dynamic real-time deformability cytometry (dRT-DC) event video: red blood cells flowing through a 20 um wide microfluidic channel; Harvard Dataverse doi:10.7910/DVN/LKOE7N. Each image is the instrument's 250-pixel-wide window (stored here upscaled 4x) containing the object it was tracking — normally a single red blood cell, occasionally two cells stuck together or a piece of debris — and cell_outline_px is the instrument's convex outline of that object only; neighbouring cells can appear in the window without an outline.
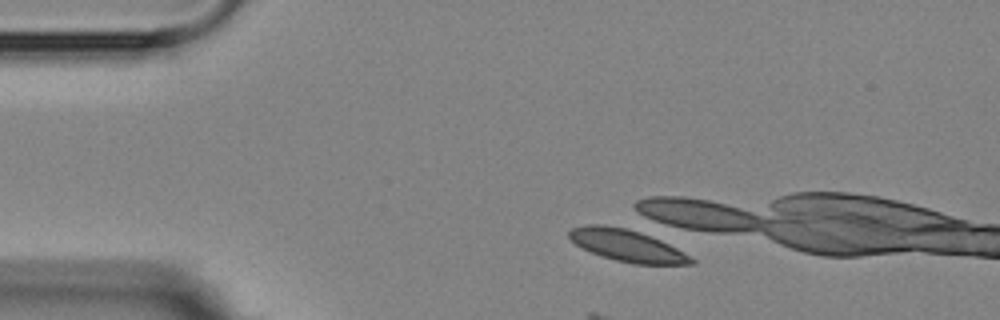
{"species": "Egyptian fruit bat (a non-hibernating species)", "species_latin": "Rousettus aegyptiacus", "temperature_condition": "room temperature", "stored_images_in_passage": 3, "camera_frame_rate_fps": 3000, "um_per_image_px": 0.085, "animal": {"sex": "female"}, "frame": {"image": 1, "passage_image": 1, "time_ms": 0.0, "image_size_px": [1000, 320], "cell_outline_px": [[696, 264], [636, 264], [616, 260], [592, 252], [576, 244], [568, 236], [568, 232], [572, 228], [588, 224], [604, 224], [640, 228], [684, 252], [696, 260]], "centroid_in_image_um": [53.36, 20.82], "position_along_channel_um": 31.6, "area_um2": 23.29}}